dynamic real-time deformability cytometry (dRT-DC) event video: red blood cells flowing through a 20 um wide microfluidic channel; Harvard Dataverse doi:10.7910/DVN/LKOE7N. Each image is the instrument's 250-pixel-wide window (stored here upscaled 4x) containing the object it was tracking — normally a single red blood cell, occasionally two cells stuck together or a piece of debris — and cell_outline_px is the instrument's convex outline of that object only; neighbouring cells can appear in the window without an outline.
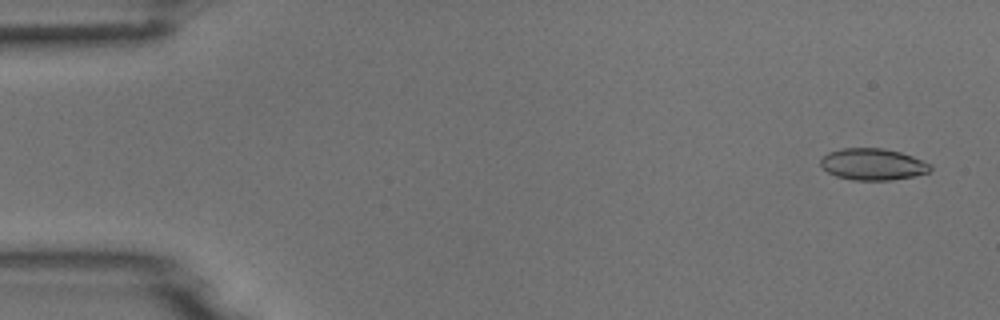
{"species": "common noctule bat (a hibernating species)", "species_latin": "Nyctalus noctula", "temperature_condition": "room temperature", "stored_images_in_passage": 51, "camera_frame_rate_fps": 3000, "um_per_image_px": 0.085, "animal": {"sex": "male", "body_mass_g": 18.8}, "frame": {"image": 1, "passage_image": 3, "time_ms": 0.667, "image_size_px": [1000, 320], "cell_outline_px": [[932, 168], [928, 172], [912, 176], [892, 180], [852, 180], [836, 176], [828, 172], [820, 164], [820, 160], [828, 152], [840, 148], [880, 148], [900, 152], [924, 160], [932, 164]], "centroid_in_image_um": [74.19, 13.96], "position_along_channel_um": 10.8, "area_um2": 20.23}}
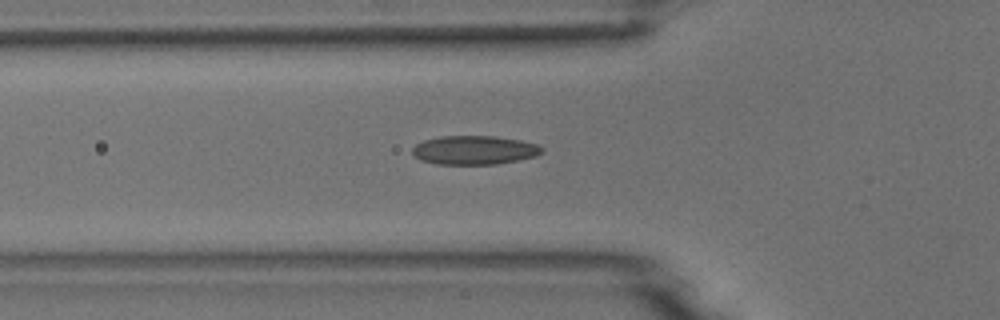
{"frame": {"image": 2, "passage_image": 18, "time_ms": 5.667, "image_size_px": [1000, 320], "cell_outline_px": [[544, 152], [536, 156], [496, 164], [436, 164], [420, 160], [412, 152], [412, 148], [416, 144], [424, 140], [440, 136], [496, 136], [520, 140], [536, 144], [544, 148]], "centroid_in_image_um": [40.32, 12.75], "position_along_channel_um": 85.5, "area_um2": 21.79}}
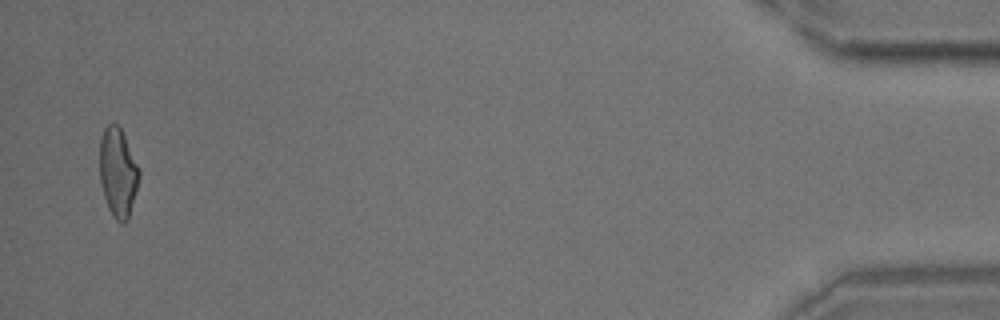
{"frame": {"image": 3, "passage_image": 50, "time_ms": 16.333, "image_size_px": [1000, 320], "cell_outline_px": [[140, 176], [128, 220], [124, 224], [120, 224], [112, 216], [108, 208], [104, 196], [100, 180], [100, 140], [104, 128], [108, 124], [116, 124], [120, 128], [124, 136], [140, 172]], "centroid_in_image_um": [10.01, 14.71], "position_along_channel_um": 425.2, "area_um2": 20.23}}